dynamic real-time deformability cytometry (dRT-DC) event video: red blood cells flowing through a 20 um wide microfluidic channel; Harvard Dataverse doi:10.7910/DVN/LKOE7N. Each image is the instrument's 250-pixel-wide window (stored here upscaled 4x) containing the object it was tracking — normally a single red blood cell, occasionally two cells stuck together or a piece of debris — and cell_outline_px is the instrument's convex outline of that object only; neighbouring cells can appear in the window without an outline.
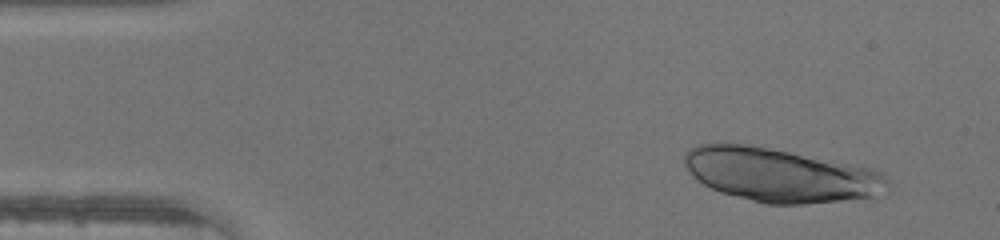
{"species": "human", "species_latin": "Homo sapiens", "temperature_condition": "warm", "stored_images_in_passage": 45, "camera_frame_rate_fps": 3000, "um_per_image_px": 0.085, "donor": {"sex": "male"}, "frame": {"image": 1, "passage_image": 4, "time_ms": 1.0, "image_size_px": [1000, 240], "cell_outline_px": [[888, 180], [872, 196], [840, 200], [804, 204], [764, 204], [720, 192], [696, 180], [688, 172], [684, 164], [684, 156], [688, 148], [696, 144], [716, 140], [728, 140], [752, 144], [872, 168], [884, 172], [888, 176]], "centroid_in_image_um": [66.15, 14.81], "position_along_channel_um": 18.8, "area_um2": 64.1}}
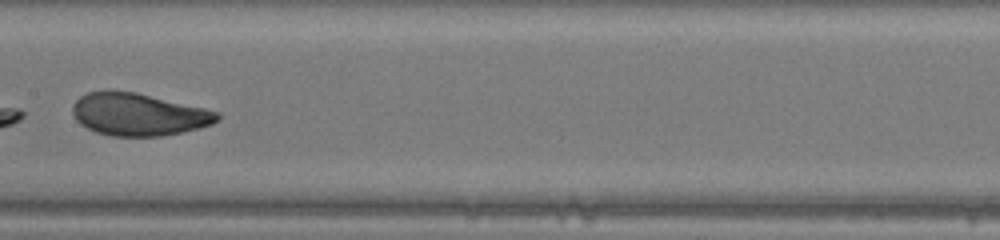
{"frame": {"image": 2, "passage_image": 23, "time_ms": 7.333, "image_size_px": [1000, 240], "cell_outline_px": [[220, 120], [212, 124], [180, 132], [160, 136], [112, 136], [96, 132], [80, 124], [76, 120], [72, 112], [72, 104], [80, 96], [88, 92], [108, 88], [136, 92], [204, 108], [220, 112]], "centroid_in_image_um": [11.73, 9.69], "position_along_channel_um": 195.7, "area_um2": 36.07}}
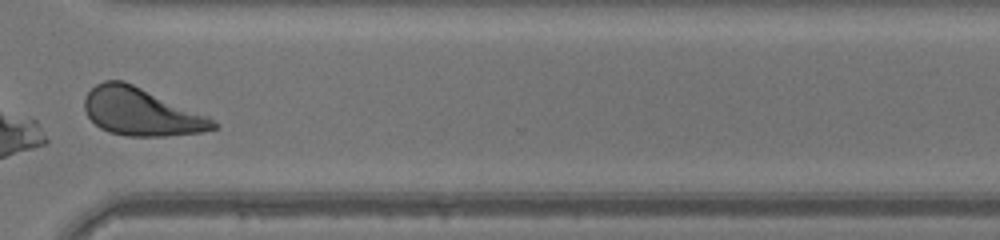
{"frame": {"image": 3, "passage_image": 34, "time_ms": 11.0, "image_size_px": [1000, 240], "cell_outline_px": [[220, 124], [216, 128], [200, 132], [168, 136], [128, 136], [108, 132], [100, 128], [88, 116], [84, 108], [84, 100], [88, 92], [96, 84], [104, 80], [124, 80], [208, 116]], "centroid_in_image_um": [11.99, 9.51], "position_along_channel_um": 358.6, "area_um2": 35.6}}